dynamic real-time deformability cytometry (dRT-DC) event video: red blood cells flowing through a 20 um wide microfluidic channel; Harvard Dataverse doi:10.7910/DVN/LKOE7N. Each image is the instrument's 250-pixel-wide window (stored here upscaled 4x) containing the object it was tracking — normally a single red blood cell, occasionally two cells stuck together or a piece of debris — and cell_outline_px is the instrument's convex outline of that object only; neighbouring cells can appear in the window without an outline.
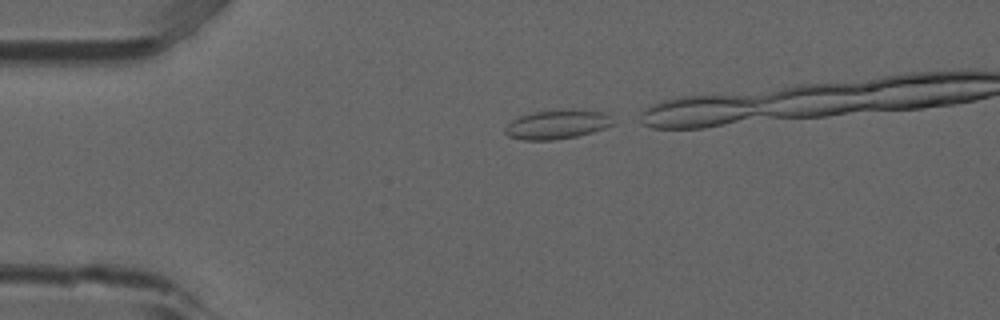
{"species": "common noctule bat (a hibernating species)", "species_latin": "Nyctalus noctula", "temperature_condition": "room temperature", "stored_images_in_passage": 12, "camera_frame_rate_fps": 3000, "um_per_image_px": 0.085, "animal": {"sex": "male", "forearm_length_mm": 52.5}, "frame": {"image": 1, "passage_image": 1, "time_ms": 0.0, "image_size_px": [1000, 320], "cell_outline_px": [[616, 124], [592, 132], [576, 136], [552, 140], [524, 140], [508, 136], [504, 132], [504, 128], [512, 120], [520, 116], [532, 112], [572, 108], [604, 112]], "centroid_in_image_um": [47.35, 10.56], "position_along_channel_um": 37.6, "area_um2": 18.44}}
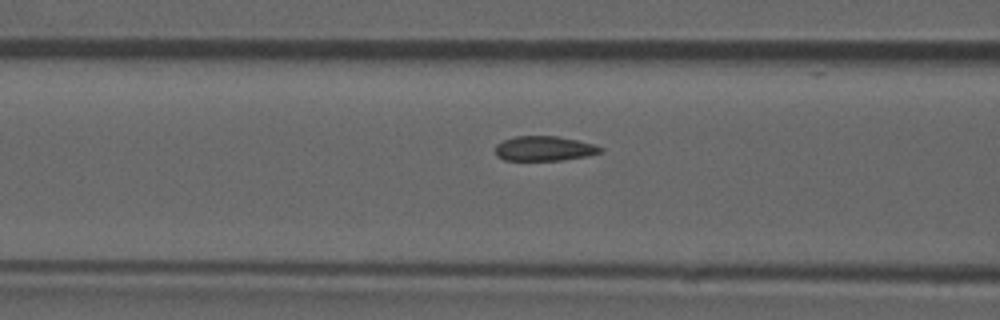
{"frame": {"image": 2, "passage_image": 10, "time_ms": 3.0, "image_size_px": [1000, 320], "cell_outline_px": [[604, 152], [588, 156], [560, 160], [504, 160], [496, 156], [496, 144], [504, 140], [516, 136], [556, 136], [596, 144], [604, 148]], "centroid_in_image_um": [46.3, 12.62], "position_along_channel_um": 120.3, "area_um2": 15.26}}